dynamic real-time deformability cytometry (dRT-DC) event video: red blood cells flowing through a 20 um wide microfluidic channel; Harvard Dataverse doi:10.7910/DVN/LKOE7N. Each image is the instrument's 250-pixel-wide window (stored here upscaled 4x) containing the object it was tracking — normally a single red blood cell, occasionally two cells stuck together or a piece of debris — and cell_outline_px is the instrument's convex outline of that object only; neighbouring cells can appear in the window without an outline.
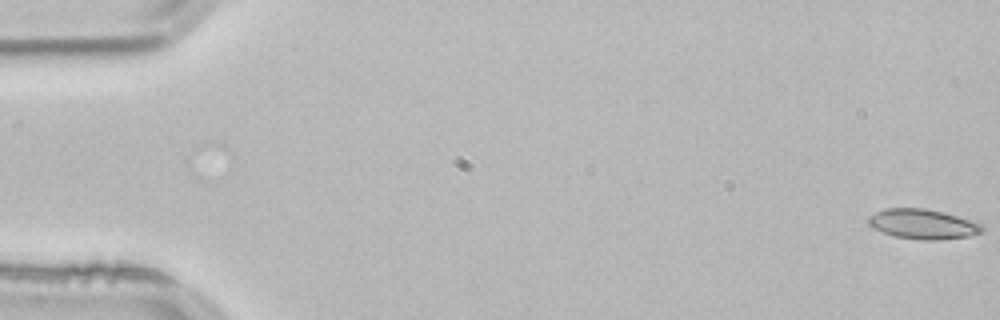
{"species": "common noctule bat (a hibernating species)", "species_latin": "Nyctalus noctula", "temperature_condition": "room temperature", "stored_images_in_passage": 54, "camera_frame_rate_fps": 3000, "um_per_image_px": 0.085, "animal": {"sex": "male", "body_mass_g": 21.5, "forearm_length_mm": 52.0}, "frame": {"image": 1, "passage_image": 1, "time_ms": 0.0, "image_size_px": [1000, 320], "cell_outline_px": [[984, 232], [968, 236], [936, 240], [924, 240], [896, 236], [872, 228], [868, 224], [868, 216], [884, 208], [924, 208], [956, 216], [980, 224], [984, 228]], "centroid_in_image_um": [78.4, 19.04], "position_along_channel_um": 6.6, "area_um2": 19.48}}
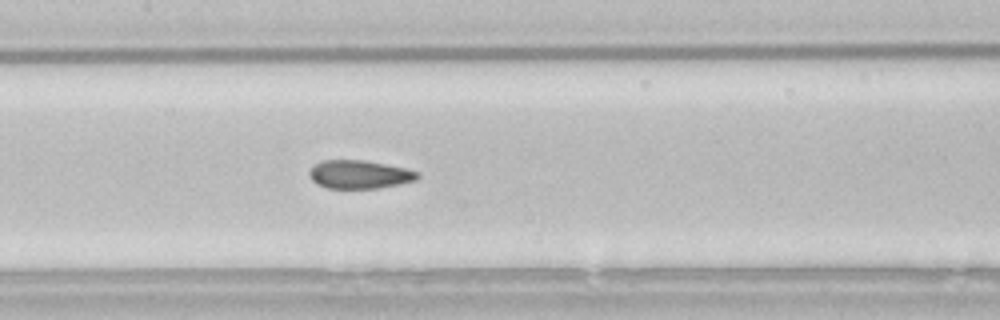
{"frame": {"image": 2, "passage_image": 26, "time_ms": 8.333, "image_size_px": [1000, 320], "cell_outline_px": [[420, 176], [416, 180], [400, 184], [376, 188], [328, 188], [316, 184], [308, 176], [308, 172], [316, 164], [324, 160], [364, 160], [404, 168], [420, 172]], "centroid_in_image_um": [30.55, 14.83], "position_along_channel_um": 176.9, "area_um2": 17.8}}
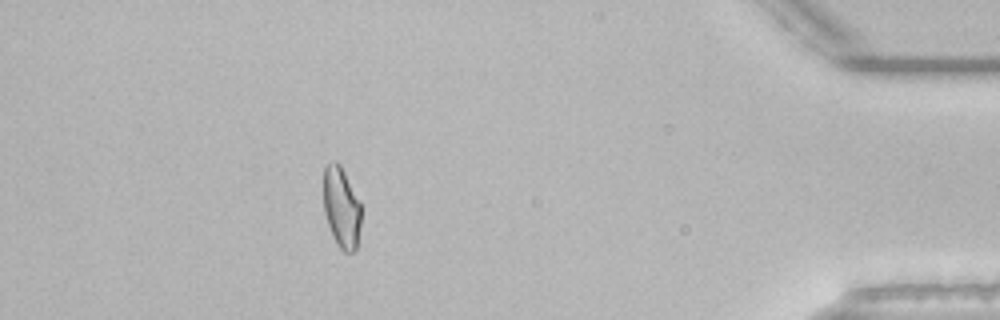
{"frame": {"image": 3, "passage_image": 48, "time_ms": 15.667, "image_size_px": [1000, 320], "cell_outline_px": [[360, 224], [356, 248], [352, 252], [344, 252], [336, 244], [332, 236], [324, 212], [324, 168], [332, 160], [336, 160], [340, 164], [360, 204]], "centroid_in_image_um": [29.0, 17.64], "position_along_channel_um": 406.2, "area_um2": 17.46}, "authors_computed_cell_mechanics": {"area_um2": 18.6116, "velocity_mm_per_s": 3.8438, "shape_relaxation_time_tau1_ms": null, "shape_relaxation_time_tau2_ms": 1.9041, "deformation_change_tau1": null, "deformation_change_tau2": 0.0782}}